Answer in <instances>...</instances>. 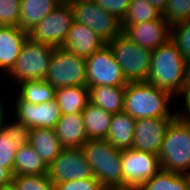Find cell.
Masks as SVG:
<instances>
[{
	"mask_svg": "<svg viewBox=\"0 0 190 190\" xmlns=\"http://www.w3.org/2000/svg\"><path fill=\"white\" fill-rule=\"evenodd\" d=\"M123 190H137L160 169L159 157L134 148L121 150Z\"/></svg>",
	"mask_w": 190,
	"mask_h": 190,
	"instance_id": "cell-10",
	"label": "cell"
},
{
	"mask_svg": "<svg viewBox=\"0 0 190 190\" xmlns=\"http://www.w3.org/2000/svg\"><path fill=\"white\" fill-rule=\"evenodd\" d=\"M183 103L184 105L182 110L181 111V108H180V112L187 118V119H190V94L188 96H186L184 99H183Z\"/></svg>",
	"mask_w": 190,
	"mask_h": 190,
	"instance_id": "cell-38",
	"label": "cell"
},
{
	"mask_svg": "<svg viewBox=\"0 0 190 190\" xmlns=\"http://www.w3.org/2000/svg\"><path fill=\"white\" fill-rule=\"evenodd\" d=\"M173 97L168 91L146 82H128L125 90L123 111L134 119L175 118L180 111H170Z\"/></svg>",
	"mask_w": 190,
	"mask_h": 190,
	"instance_id": "cell-1",
	"label": "cell"
},
{
	"mask_svg": "<svg viewBox=\"0 0 190 190\" xmlns=\"http://www.w3.org/2000/svg\"><path fill=\"white\" fill-rule=\"evenodd\" d=\"M5 109L0 114V167L13 172L17 149L29 144L31 128L24 122L16 119L5 123Z\"/></svg>",
	"mask_w": 190,
	"mask_h": 190,
	"instance_id": "cell-13",
	"label": "cell"
},
{
	"mask_svg": "<svg viewBox=\"0 0 190 190\" xmlns=\"http://www.w3.org/2000/svg\"><path fill=\"white\" fill-rule=\"evenodd\" d=\"M147 1L151 3L153 6H155L157 9H159L161 12H163L169 0H147Z\"/></svg>",
	"mask_w": 190,
	"mask_h": 190,
	"instance_id": "cell-39",
	"label": "cell"
},
{
	"mask_svg": "<svg viewBox=\"0 0 190 190\" xmlns=\"http://www.w3.org/2000/svg\"><path fill=\"white\" fill-rule=\"evenodd\" d=\"M14 110L16 118L33 128L54 129L61 118V110L56 100L32 104L22 100L19 96L15 98Z\"/></svg>",
	"mask_w": 190,
	"mask_h": 190,
	"instance_id": "cell-14",
	"label": "cell"
},
{
	"mask_svg": "<svg viewBox=\"0 0 190 190\" xmlns=\"http://www.w3.org/2000/svg\"><path fill=\"white\" fill-rule=\"evenodd\" d=\"M54 130L63 148H79L88 141L82 113L61 115Z\"/></svg>",
	"mask_w": 190,
	"mask_h": 190,
	"instance_id": "cell-19",
	"label": "cell"
},
{
	"mask_svg": "<svg viewBox=\"0 0 190 190\" xmlns=\"http://www.w3.org/2000/svg\"><path fill=\"white\" fill-rule=\"evenodd\" d=\"M72 7L74 21L86 25L106 43L122 34L121 20L101 8L95 0H67Z\"/></svg>",
	"mask_w": 190,
	"mask_h": 190,
	"instance_id": "cell-8",
	"label": "cell"
},
{
	"mask_svg": "<svg viewBox=\"0 0 190 190\" xmlns=\"http://www.w3.org/2000/svg\"><path fill=\"white\" fill-rule=\"evenodd\" d=\"M53 88L87 86L86 60L62 48H55L44 79Z\"/></svg>",
	"mask_w": 190,
	"mask_h": 190,
	"instance_id": "cell-7",
	"label": "cell"
},
{
	"mask_svg": "<svg viewBox=\"0 0 190 190\" xmlns=\"http://www.w3.org/2000/svg\"><path fill=\"white\" fill-rule=\"evenodd\" d=\"M18 96L32 104H41L55 100L56 89L45 80L24 81L19 83Z\"/></svg>",
	"mask_w": 190,
	"mask_h": 190,
	"instance_id": "cell-28",
	"label": "cell"
},
{
	"mask_svg": "<svg viewBox=\"0 0 190 190\" xmlns=\"http://www.w3.org/2000/svg\"><path fill=\"white\" fill-rule=\"evenodd\" d=\"M73 21L71 4L64 0L29 31V37L36 42L62 47Z\"/></svg>",
	"mask_w": 190,
	"mask_h": 190,
	"instance_id": "cell-9",
	"label": "cell"
},
{
	"mask_svg": "<svg viewBox=\"0 0 190 190\" xmlns=\"http://www.w3.org/2000/svg\"><path fill=\"white\" fill-rule=\"evenodd\" d=\"M21 0H0V26L19 27Z\"/></svg>",
	"mask_w": 190,
	"mask_h": 190,
	"instance_id": "cell-33",
	"label": "cell"
},
{
	"mask_svg": "<svg viewBox=\"0 0 190 190\" xmlns=\"http://www.w3.org/2000/svg\"><path fill=\"white\" fill-rule=\"evenodd\" d=\"M29 32L20 27L0 26V71L6 76L13 68Z\"/></svg>",
	"mask_w": 190,
	"mask_h": 190,
	"instance_id": "cell-18",
	"label": "cell"
},
{
	"mask_svg": "<svg viewBox=\"0 0 190 190\" xmlns=\"http://www.w3.org/2000/svg\"><path fill=\"white\" fill-rule=\"evenodd\" d=\"M162 12L147 0H131L127 13L121 21L122 29L126 25L144 23L149 20L159 19Z\"/></svg>",
	"mask_w": 190,
	"mask_h": 190,
	"instance_id": "cell-29",
	"label": "cell"
},
{
	"mask_svg": "<svg viewBox=\"0 0 190 190\" xmlns=\"http://www.w3.org/2000/svg\"><path fill=\"white\" fill-rule=\"evenodd\" d=\"M158 157L161 169L190 175V121L181 112L170 122Z\"/></svg>",
	"mask_w": 190,
	"mask_h": 190,
	"instance_id": "cell-3",
	"label": "cell"
},
{
	"mask_svg": "<svg viewBox=\"0 0 190 190\" xmlns=\"http://www.w3.org/2000/svg\"><path fill=\"white\" fill-rule=\"evenodd\" d=\"M128 82L147 81L152 51L130 41L125 35L107 43Z\"/></svg>",
	"mask_w": 190,
	"mask_h": 190,
	"instance_id": "cell-6",
	"label": "cell"
},
{
	"mask_svg": "<svg viewBox=\"0 0 190 190\" xmlns=\"http://www.w3.org/2000/svg\"><path fill=\"white\" fill-rule=\"evenodd\" d=\"M137 190H190V175L160 169Z\"/></svg>",
	"mask_w": 190,
	"mask_h": 190,
	"instance_id": "cell-27",
	"label": "cell"
},
{
	"mask_svg": "<svg viewBox=\"0 0 190 190\" xmlns=\"http://www.w3.org/2000/svg\"><path fill=\"white\" fill-rule=\"evenodd\" d=\"M12 184L17 190H55V184L47 174L14 175Z\"/></svg>",
	"mask_w": 190,
	"mask_h": 190,
	"instance_id": "cell-30",
	"label": "cell"
},
{
	"mask_svg": "<svg viewBox=\"0 0 190 190\" xmlns=\"http://www.w3.org/2000/svg\"><path fill=\"white\" fill-rule=\"evenodd\" d=\"M55 190H106L95 178L78 179L55 184Z\"/></svg>",
	"mask_w": 190,
	"mask_h": 190,
	"instance_id": "cell-34",
	"label": "cell"
},
{
	"mask_svg": "<svg viewBox=\"0 0 190 190\" xmlns=\"http://www.w3.org/2000/svg\"><path fill=\"white\" fill-rule=\"evenodd\" d=\"M47 175L54 184L94 177L81 147L63 148L56 159L48 165Z\"/></svg>",
	"mask_w": 190,
	"mask_h": 190,
	"instance_id": "cell-12",
	"label": "cell"
},
{
	"mask_svg": "<svg viewBox=\"0 0 190 190\" xmlns=\"http://www.w3.org/2000/svg\"><path fill=\"white\" fill-rule=\"evenodd\" d=\"M122 34L141 47L154 51L170 39V25L161 16L144 23L126 25Z\"/></svg>",
	"mask_w": 190,
	"mask_h": 190,
	"instance_id": "cell-15",
	"label": "cell"
},
{
	"mask_svg": "<svg viewBox=\"0 0 190 190\" xmlns=\"http://www.w3.org/2000/svg\"><path fill=\"white\" fill-rule=\"evenodd\" d=\"M64 0H21L19 27L31 31Z\"/></svg>",
	"mask_w": 190,
	"mask_h": 190,
	"instance_id": "cell-21",
	"label": "cell"
},
{
	"mask_svg": "<svg viewBox=\"0 0 190 190\" xmlns=\"http://www.w3.org/2000/svg\"><path fill=\"white\" fill-rule=\"evenodd\" d=\"M55 100L62 115L82 113L90 102L89 89L87 86L59 88L56 89Z\"/></svg>",
	"mask_w": 190,
	"mask_h": 190,
	"instance_id": "cell-24",
	"label": "cell"
},
{
	"mask_svg": "<svg viewBox=\"0 0 190 190\" xmlns=\"http://www.w3.org/2000/svg\"><path fill=\"white\" fill-rule=\"evenodd\" d=\"M29 144L47 166L56 159L63 149L55 130L52 128H33Z\"/></svg>",
	"mask_w": 190,
	"mask_h": 190,
	"instance_id": "cell-22",
	"label": "cell"
},
{
	"mask_svg": "<svg viewBox=\"0 0 190 190\" xmlns=\"http://www.w3.org/2000/svg\"><path fill=\"white\" fill-rule=\"evenodd\" d=\"M185 59L179 48L169 39L152 51L147 81L173 97L182 96Z\"/></svg>",
	"mask_w": 190,
	"mask_h": 190,
	"instance_id": "cell-2",
	"label": "cell"
},
{
	"mask_svg": "<svg viewBox=\"0 0 190 190\" xmlns=\"http://www.w3.org/2000/svg\"><path fill=\"white\" fill-rule=\"evenodd\" d=\"M104 10L123 20L129 8L131 0H95Z\"/></svg>",
	"mask_w": 190,
	"mask_h": 190,
	"instance_id": "cell-35",
	"label": "cell"
},
{
	"mask_svg": "<svg viewBox=\"0 0 190 190\" xmlns=\"http://www.w3.org/2000/svg\"><path fill=\"white\" fill-rule=\"evenodd\" d=\"M86 75L88 89L98 85L126 86L128 83L108 44L86 59Z\"/></svg>",
	"mask_w": 190,
	"mask_h": 190,
	"instance_id": "cell-11",
	"label": "cell"
},
{
	"mask_svg": "<svg viewBox=\"0 0 190 190\" xmlns=\"http://www.w3.org/2000/svg\"><path fill=\"white\" fill-rule=\"evenodd\" d=\"M105 44L107 43L95 31L82 23L73 21L62 48L86 60Z\"/></svg>",
	"mask_w": 190,
	"mask_h": 190,
	"instance_id": "cell-17",
	"label": "cell"
},
{
	"mask_svg": "<svg viewBox=\"0 0 190 190\" xmlns=\"http://www.w3.org/2000/svg\"><path fill=\"white\" fill-rule=\"evenodd\" d=\"M170 40L179 48L185 61H190V21L170 26Z\"/></svg>",
	"mask_w": 190,
	"mask_h": 190,
	"instance_id": "cell-32",
	"label": "cell"
},
{
	"mask_svg": "<svg viewBox=\"0 0 190 190\" xmlns=\"http://www.w3.org/2000/svg\"><path fill=\"white\" fill-rule=\"evenodd\" d=\"M174 118L136 119L132 148L158 156L163 138Z\"/></svg>",
	"mask_w": 190,
	"mask_h": 190,
	"instance_id": "cell-16",
	"label": "cell"
},
{
	"mask_svg": "<svg viewBox=\"0 0 190 190\" xmlns=\"http://www.w3.org/2000/svg\"><path fill=\"white\" fill-rule=\"evenodd\" d=\"M82 115L88 140L106 139L113 114L89 102Z\"/></svg>",
	"mask_w": 190,
	"mask_h": 190,
	"instance_id": "cell-25",
	"label": "cell"
},
{
	"mask_svg": "<svg viewBox=\"0 0 190 190\" xmlns=\"http://www.w3.org/2000/svg\"><path fill=\"white\" fill-rule=\"evenodd\" d=\"M135 122L136 119L124 111L113 114L106 140L119 150L132 148Z\"/></svg>",
	"mask_w": 190,
	"mask_h": 190,
	"instance_id": "cell-20",
	"label": "cell"
},
{
	"mask_svg": "<svg viewBox=\"0 0 190 190\" xmlns=\"http://www.w3.org/2000/svg\"><path fill=\"white\" fill-rule=\"evenodd\" d=\"M13 172L5 167H0V189L12 184Z\"/></svg>",
	"mask_w": 190,
	"mask_h": 190,
	"instance_id": "cell-37",
	"label": "cell"
},
{
	"mask_svg": "<svg viewBox=\"0 0 190 190\" xmlns=\"http://www.w3.org/2000/svg\"><path fill=\"white\" fill-rule=\"evenodd\" d=\"M190 94V61H186L184 68V80L182 84V99Z\"/></svg>",
	"mask_w": 190,
	"mask_h": 190,
	"instance_id": "cell-36",
	"label": "cell"
},
{
	"mask_svg": "<svg viewBox=\"0 0 190 190\" xmlns=\"http://www.w3.org/2000/svg\"><path fill=\"white\" fill-rule=\"evenodd\" d=\"M0 190H17L13 184H10L8 186H5L1 188Z\"/></svg>",
	"mask_w": 190,
	"mask_h": 190,
	"instance_id": "cell-40",
	"label": "cell"
},
{
	"mask_svg": "<svg viewBox=\"0 0 190 190\" xmlns=\"http://www.w3.org/2000/svg\"><path fill=\"white\" fill-rule=\"evenodd\" d=\"M162 16L170 26L190 21V0H169Z\"/></svg>",
	"mask_w": 190,
	"mask_h": 190,
	"instance_id": "cell-31",
	"label": "cell"
},
{
	"mask_svg": "<svg viewBox=\"0 0 190 190\" xmlns=\"http://www.w3.org/2000/svg\"><path fill=\"white\" fill-rule=\"evenodd\" d=\"M3 109H4L3 103H2V100H0V114H1V112H2Z\"/></svg>",
	"mask_w": 190,
	"mask_h": 190,
	"instance_id": "cell-41",
	"label": "cell"
},
{
	"mask_svg": "<svg viewBox=\"0 0 190 190\" xmlns=\"http://www.w3.org/2000/svg\"><path fill=\"white\" fill-rule=\"evenodd\" d=\"M55 48L28 37L13 68L6 76L16 84L24 81L44 80Z\"/></svg>",
	"mask_w": 190,
	"mask_h": 190,
	"instance_id": "cell-5",
	"label": "cell"
},
{
	"mask_svg": "<svg viewBox=\"0 0 190 190\" xmlns=\"http://www.w3.org/2000/svg\"><path fill=\"white\" fill-rule=\"evenodd\" d=\"M81 148L100 184L106 190H123L121 150L106 139L88 140Z\"/></svg>",
	"mask_w": 190,
	"mask_h": 190,
	"instance_id": "cell-4",
	"label": "cell"
},
{
	"mask_svg": "<svg viewBox=\"0 0 190 190\" xmlns=\"http://www.w3.org/2000/svg\"><path fill=\"white\" fill-rule=\"evenodd\" d=\"M126 86L98 85L89 88L90 103L106 112L117 114L123 111Z\"/></svg>",
	"mask_w": 190,
	"mask_h": 190,
	"instance_id": "cell-23",
	"label": "cell"
},
{
	"mask_svg": "<svg viewBox=\"0 0 190 190\" xmlns=\"http://www.w3.org/2000/svg\"><path fill=\"white\" fill-rule=\"evenodd\" d=\"M47 165L40 155L30 144H26L17 149L13 175H42L47 174Z\"/></svg>",
	"mask_w": 190,
	"mask_h": 190,
	"instance_id": "cell-26",
	"label": "cell"
}]
</instances>
